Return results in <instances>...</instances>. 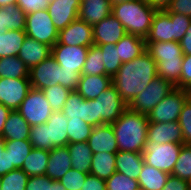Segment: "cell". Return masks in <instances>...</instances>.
Returning a JSON list of instances; mask_svg holds the SVG:
<instances>
[{"instance_id": "obj_37", "label": "cell", "mask_w": 191, "mask_h": 190, "mask_svg": "<svg viewBox=\"0 0 191 190\" xmlns=\"http://www.w3.org/2000/svg\"><path fill=\"white\" fill-rule=\"evenodd\" d=\"M85 106L86 99L76 90H72L61 112L65 114L68 119H81L85 122Z\"/></svg>"}, {"instance_id": "obj_50", "label": "cell", "mask_w": 191, "mask_h": 190, "mask_svg": "<svg viewBox=\"0 0 191 190\" xmlns=\"http://www.w3.org/2000/svg\"><path fill=\"white\" fill-rule=\"evenodd\" d=\"M26 14L37 12L40 9H47L46 0H17L16 3Z\"/></svg>"}, {"instance_id": "obj_43", "label": "cell", "mask_w": 191, "mask_h": 190, "mask_svg": "<svg viewBox=\"0 0 191 190\" xmlns=\"http://www.w3.org/2000/svg\"><path fill=\"white\" fill-rule=\"evenodd\" d=\"M29 141L35 149L52 150L55 147L49 143V128L46 124L30 127Z\"/></svg>"}, {"instance_id": "obj_15", "label": "cell", "mask_w": 191, "mask_h": 190, "mask_svg": "<svg viewBox=\"0 0 191 190\" xmlns=\"http://www.w3.org/2000/svg\"><path fill=\"white\" fill-rule=\"evenodd\" d=\"M58 42L69 46L90 47L94 45L92 25L78 18L59 31Z\"/></svg>"}, {"instance_id": "obj_18", "label": "cell", "mask_w": 191, "mask_h": 190, "mask_svg": "<svg viewBox=\"0 0 191 190\" xmlns=\"http://www.w3.org/2000/svg\"><path fill=\"white\" fill-rule=\"evenodd\" d=\"M147 141L157 144L183 143L182 129L178 121L166 123L149 122Z\"/></svg>"}, {"instance_id": "obj_49", "label": "cell", "mask_w": 191, "mask_h": 190, "mask_svg": "<svg viewBox=\"0 0 191 190\" xmlns=\"http://www.w3.org/2000/svg\"><path fill=\"white\" fill-rule=\"evenodd\" d=\"M61 85L70 90H76L80 81V73L61 68Z\"/></svg>"}, {"instance_id": "obj_5", "label": "cell", "mask_w": 191, "mask_h": 190, "mask_svg": "<svg viewBox=\"0 0 191 190\" xmlns=\"http://www.w3.org/2000/svg\"><path fill=\"white\" fill-rule=\"evenodd\" d=\"M191 23V17L166 10H157L147 37L146 43L177 41L185 36Z\"/></svg>"}, {"instance_id": "obj_61", "label": "cell", "mask_w": 191, "mask_h": 190, "mask_svg": "<svg viewBox=\"0 0 191 190\" xmlns=\"http://www.w3.org/2000/svg\"><path fill=\"white\" fill-rule=\"evenodd\" d=\"M5 150V139L0 136V152H4Z\"/></svg>"}, {"instance_id": "obj_36", "label": "cell", "mask_w": 191, "mask_h": 190, "mask_svg": "<svg viewBox=\"0 0 191 190\" xmlns=\"http://www.w3.org/2000/svg\"><path fill=\"white\" fill-rule=\"evenodd\" d=\"M102 51L99 46L91 45L87 51L82 75H105L104 60Z\"/></svg>"}, {"instance_id": "obj_17", "label": "cell", "mask_w": 191, "mask_h": 190, "mask_svg": "<svg viewBox=\"0 0 191 190\" xmlns=\"http://www.w3.org/2000/svg\"><path fill=\"white\" fill-rule=\"evenodd\" d=\"M94 45L116 44L127 33L122 23L111 13L92 26Z\"/></svg>"}, {"instance_id": "obj_45", "label": "cell", "mask_w": 191, "mask_h": 190, "mask_svg": "<svg viewBox=\"0 0 191 190\" xmlns=\"http://www.w3.org/2000/svg\"><path fill=\"white\" fill-rule=\"evenodd\" d=\"M89 173L72 168L59 180L66 190H81Z\"/></svg>"}, {"instance_id": "obj_28", "label": "cell", "mask_w": 191, "mask_h": 190, "mask_svg": "<svg viewBox=\"0 0 191 190\" xmlns=\"http://www.w3.org/2000/svg\"><path fill=\"white\" fill-rule=\"evenodd\" d=\"M116 172V153L97 152L92 154L90 174L107 180Z\"/></svg>"}, {"instance_id": "obj_11", "label": "cell", "mask_w": 191, "mask_h": 190, "mask_svg": "<svg viewBox=\"0 0 191 190\" xmlns=\"http://www.w3.org/2000/svg\"><path fill=\"white\" fill-rule=\"evenodd\" d=\"M95 102L98 109V125L113 124L128 108V103L120 98L113 84L101 92L95 98Z\"/></svg>"}, {"instance_id": "obj_46", "label": "cell", "mask_w": 191, "mask_h": 190, "mask_svg": "<svg viewBox=\"0 0 191 190\" xmlns=\"http://www.w3.org/2000/svg\"><path fill=\"white\" fill-rule=\"evenodd\" d=\"M178 122L182 129L183 143L191 144V97L183 105Z\"/></svg>"}, {"instance_id": "obj_48", "label": "cell", "mask_w": 191, "mask_h": 190, "mask_svg": "<svg viewBox=\"0 0 191 190\" xmlns=\"http://www.w3.org/2000/svg\"><path fill=\"white\" fill-rule=\"evenodd\" d=\"M53 179L46 175L29 176L25 190H51V182Z\"/></svg>"}, {"instance_id": "obj_51", "label": "cell", "mask_w": 191, "mask_h": 190, "mask_svg": "<svg viewBox=\"0 0 191 190\" xmlns=\"http://www.w3.org/2000/svg\"><path fill=\"white\" fill-rule=\"evenodd\" d=\"M165 10L191 17V0H173Z\"/></svg>"}, {"instance_id": "obj_62", "label": "cell", "mask_w": 191, "mask_h": 190, "mask_svg": "<svg viewBox=\"0 0 191 190\" xmlns=\"http://www.w3.org/2000/svg\"><path fill=\"white\" fill-rule=\"evenodd\" d=\"M110 1H111V5H115L120 2H129V1H135V0H110Z\"/></svg>"}, {"instance_id": "obj_44", "label": "cell", "mask_w": 191, "mask_h": 190, "mask_svg": "<svg viewBox=\"0 0 191 190\" xmlns=\"http://www.w3.org/2000/svg\"><path fill=\"white\" fill-rule=\"evenodd\" d=\"M105 182L106 190H140L137 180L131 179L120 172H115Z\"/></svg>"}, {"instance_id": "obj_24", "label": "cell", "mask_w": 191, "mask_h": 190, "mask_svg": "<svg viewBox=\"0 0 191 190\" xmlns=\"http://www.w3.org/2000/svg\"><path fill=\"white\" fill-rule=\"evenodd\" d=\"M143 163V153L132 151L116 152V172L123 173L131 179L138 180Z\"/></svg>"}, {"instance_id": "obj_41", "label": "cell", "mask_w": 191, "mask_h": 190, "mask_svg": "<svg viewBox=\"0 0 191 190\" xmlns=\"http://www.w3.org/2000/svg\"><path fill=\"white\" fill-rule=\"evenodd\" d=\"M42 91L46 100L49 102L51 109L56 112L62 110L72 90L57 84L55 86L47 87Z\"/></svg>"}, {"instance_id": "obj_34", "label": "cell", "mask_w": 191, "mask_h": 190, "mask_svg": "<svg viewBox=\"0 0 191 190\" xmlns=\"http://www.w3.org/2000/svg\"><path fill=\"white\" fill-rule=\"evenodd\" d=\"M0 78H29V69L18 56L2 57L0 58Z\"/></svg>"}, {"instance_id": "obj_29", "label": "cell", "mask_w": 191, "mask_h": 190, "mask_svg": "<svg viewBox=\"0 0 191 190\" xmlns=\"http://www.w3.org/2000/svg\"><path fill=\"white\" fill-rule=\"evenodd\" d=\"M26 13L17 5L0 7V28L25 31Z\"/></svg>"}, {"instance_id": "obj_40", "label": "cell", "mask_w": 191, "mask_h": 190, "mask_svg": "<svg viewBox=\"0 0 191 190\" xmlns=\"http://www.w3.org/2000/svg\"><path fill=\"white\" fill-rule=\"evenodd\" d=\"M100 47L102 51V59L104 60V66H105V75H108L110 77H114L118 69L122 65V61L119 58L118 49H116L115 44H105V45H97Z\"/></svg>"}, {"instance_id": "obj_20", "label": "cell", "mask_w": 191, "mask_h": 190, "mask_svg": "<svg viewBox=\"0 0 191 190\" xmlns=\"http://www.w3.org/2000/svg\"><path fill=\"white\" fill-rule=\"evenodd\" d=\"M51 46L40 43L39 41L26 37L18 58L21 59L30 70L32 67L40 64L51 55Z\"/></svg>"}, {"instance_id": "obj_64", "label": "cell", "mask_w": 191, "mask_h": 190, "mask_svg": "<svg viewBox=\"0 0 191 190\" xmlns=\"http://www.w3.org/2000/svg\"><path fill=\"white\" fill-rule=\"evenodd\" d=\"M55 0H46L47 3L54 2Z\"/></svg>"}, {"instance_id": "obj_1", "label": "cell", "mask_w": 191, "mask_h": 190, "mask_svg": "<svg viewBox=\"0 0 191 190\" xmlns=\"http://www.w3.org/2000/svg\"><path fill=\"white\" fill-rule=\"evenodd\" d=\"M156 77L157 63L145 51L132 61L122 63L112 78V84L119 92L120 98L129 104Z\"/></svg>"}, {"instance_id": "obj_4", "label": "cell", "mask_w": 191, "mask_h": 190, "mask_svg": "<svg viewBox=\"0 0 191 190\" xmlns=\"http://www.w3.org/2000/svg\"><path fill=\"white\" fill-rule=\"evenodd\" d=\"M146 51L157 63V76L174 86L179 83L184 54L177 41L146 43Z\"/></svg>"}, {"instance_id": "obj_35", "label": "cell", "mask_w": 191, "mask_h": 190, "mask_svg": "<svg viewBox=\"0 0 191 190\" xmlns=\"http://www.w3.org/2000/svg\"><path fill=\"white\" fill-rule=\"evenodd\" d=\"M5 149L10 154L11 165L16 169H21L25 158L33 149L28 140H5Z\"/></svg>"}, {"instance_id": "obj_54", "label": "cell", "mask_w": 191, "mask_h": 190, "mask_svg": "<svg viewBox=\"0 0 191 190\" xmlns=\"http://www.w3.org/2000/svg\"><path fill=\"white\" fill-rule=\"evenodd\" d=\"M81 190H106V182L89 173Z\"/></svg>"}, {"instance_id": "obj_10", "label": "cell", "mask_w": 191, "mask_h": 190, "mask_svg": "<svg viewBox=\"0 0 191 190\" xmlns=\"http://www.w3.org/2000/svg\"><path fill=\"white\" fill-rule=\"evenodd\" d=\"M30 126L45 124L54 112L43 91L31 88L17 110Z\"/></svg>"}, {"instance_id": "obj_19", "label": "cell", "mask_w": 191, "mask_h": 190, "mask_svg": "<svg viewBox=\"0 0 191 190\" xmlns=\"http://www.w3.org/2000/svg\"><path fill=\"white\" fill-rule=\"evenodd\" d=\"M92 154L97 152L116 153L118 151L115 133L111 124H102L93 128L88 139Z\"/></svg>"}, {"instance_id": "obj_9", "label": "cell", "mask_w": 191, "mask_h": 190, "mask_svg": "<svg viewBox=\"0 0 191 190\" xmlns=\"http://www.w3.org/2000/svg\"><path fill=\"white\" fill-rule=\"evenodd\" d=\"M25 33L27 37L51 47L58 41L59 34L47 9L26 14Z\"/></svg>"}, {"instance_id": "obj_6", "label": "cell", "mask_w": 191, "mask_h": 190, "mask_svg": "<svg viewBox=\"0 0 191 190\" xmlns=\"http://www.w3.org/2000/svg\"><path fill=\"white\" fill-rule=\"evenodd\" d=\"M174 88L172 83L157 76L128 104V108L140 114L148 115Z\"/></svg>"}, {"instance_id": "obj_26", "label": "cell", "mask_w": 191, "mask_h": 190, "mask_svg": "<svg viewBox=\"0 0 191 190\" xmlns=\"http://www.w3.org/2000/svg\"><path fill=\"white\" fill-rule=\"evenodd\" d=\"M49 128V143L54 147H64L68 145V118L61 111L51 114V117L45 123Z\"/></svg>"}, {"instance_id": "obj_3", "label": "cell", "mask_w": 191, "mask_h": 190, "mask_svg": "<svg viewBox=\"0 0 191 190\" xmlns=\"http://www.w3.org/2000/svg\"><path fill=\"white\" fill-rule=\"evenodd\" d=\"M157 9L146 0L120 2L112 5V14L122 23L127 34L146 38Z\"/></svg>"}, {"instance_id": "obj_21", "label": "cell", "mask_w": 191, "mask_h": 190, "mask_svg": "<svg viewBox=\"0 0 191 190\" xmlns=\"http://www.w3.org/2000/svg\"><path fill=\"white\" fill-rule=\"evenodd\" d=\"M111 13L110 0H81L78 18L93 26Z\"/></svg>"}, {"instance_id": "obj_2", "label": "cell", "mask_w": 191, "mask_h": 190, "mask_svg": "<svg viewBox=\"0 0 191 190\" xmlns=\"http://www.w3.org/2000/svg\"><path fill=\"white\" fill-rule=\"evenodd\" d=\"M148 123L147 115L127 108L111 124L115 133L118 151L143 153L147 141Z\"/></svg>"}, {"instance_id": "obj_32", "label": "cell", "mask_w": 191, "mask_h": 190, "mask_svg": "<svg viewBox=\"0 0 191 190\" xmlns=\"http://www.w3.org/2000/svg\"><path fill=\"white\" fill-rule=\"evenodd\" d=\"M49 156V150L33 148L25 158L21 169L28 176L46 175Z\"/></svg>"}, {"instance_id": "obj_42", "label": "cell", "mask_w": 191, "mask_h": 190, "mask_svg": "<svg viewBox=\"0 0 191 190\" xmlns=\"http://www.w3.org/2000/svg\"><path fill=\"white\" fill-rule=\"evenodd\" d=\"M0 178L1 190H25L29 176L22 169H14Z\"/></svg>"}, {"instance_id": "obj_60", "label": "cell", "mask_w": 191, "mask_h": 190, "mask_svg": "<svg viewBox=\"0 0 191 190\" xmlns=\"http://www.w3.org/2000/svg\"><path fill=\"white\" fill-rule=\"evenodd\" d=\"M17 0H0V7L7 6L9 4H16Z\"/></svg>"}, {"instance_id": "obj_55", "label": "cell", "mask_w": 191, "mask_h": 190, "mask_svg": "<svg viewBox=\"0 0 191 190\" xmlns=\"http://www.w3.org/2000/svg\"><path fill=\"white\" fill-rule=\"evenodd\" d=\"M16 169L11 165L10 154L5 149L4 152H0V176L7 174L8 172Z\"/></svg>"}, {"instance_id": "obj_7", "label": "cell", "mask_w": 191, "mask_h": 190, "mask_svg": "<svg viewBox=\"0 0 191 190\" xmlns=\"http://www.w3.org/2000/svg\"><path fill=\"white\" fill-rule=\"evenodd\" d=\"M190 97L191 91L175 87L150 111L147 115L148 121L157 123L178 121L183 105Z\"/></svg>"}, {"instance_id": "obj_12", "label": "cell", "mask_w": 191, "mask_h": 190, "mask_svg": "<svg viewBox=\"0 0 191 190\" xmlns=\"http://www.w3.org/2000/svg\"><path fill=\"white\" fill-rule=\"evenodd\" d=\"M61 70V66L50 55L29 70L31 88L43 90L57 84L61 85Z\"/></svg>"}, {"instance_id": "obj_47", "label": "cell", "mask_w": 191, "mask_h": 190, "mask_svg": "<svg viewBox=\"0 0 191 190\" xmlns=\"http://www.w3.org/2000/svg\"><path fill=\"white\" fill-rule=\"evenodd\" d=\"M175 87L191 91V55H184L181 77Z\"/></svg>"}, {"instance_id": "obj_27", "label": "cell", "mask_w": 191, "mask_h": 190, "mask_svg": "<svg viewBox=\"0 0 191 190\" xmlns=\"http://www.w3.org/2000/svg\"><path fill=\"white\" fill-rule=\"evenodd\" d=\"M115 45L122 63L132 61L146 51L145 39L132 34H126Z\"/></svg>"}, {"instance_id": "obj_23", "label": "cell", "mask_w": 191, "mask_h": 190, "mask_svg": "<svg viewBox=\"0 0 191 190\" xmlns=\"http://www.w3.org/2000/svg\"><path fill=\"white\" fill-rule=\"evenodd\" d=\"M112 85L108 75H81L76 91L86 100H94Z\"/></svg>"}, {"instance_id": "obj_31", "label": "cell", "mask_w": 191, "mask_h": 190, "mask_svg": "<svg viewBox=\"0 0 191 190\" xmlns=\"http://www.w3.org/2000/svg\"><path fill=\"white\" fill-rule=\"evenodd\" d=\"M67 146L72 168L79 172L89 173L92 164V151L88 142L69 143Z\"/></svg>"}, {"instance_id": "obj_14", "label": "cell", "mask_w": 191, "mask_h": 190, "mask_svg": "<svg viewBox=\"0 0 191 190\" xmlns=\"http://www.w3.org/2000/svg\"><path fill=\"white\" fill-rule=\"evenodd\" d=\"M89 47L69 46L58 41L51 48V56L63 69L73 70L82 75V69L87 58Z\"/></svg>"}, {"instance_id": "obj_22", "label": "cell", "mask_w": 191, "mask_h": 190, "mask_svg": "<svg viewBox=\"0 0 191 190\" xmlns=\"http://www.w3.org/2000/svg\"><path fill=\"white\" fill-rule=\"evenodd\" d=\"M71 169L72 163L68 146L55 147L50 150L46 176L59 181Z\"/></svg>"}, {"instance_id": "obj_59", "label": "cell", "mask_w": 191, "mask_h": 190, "mask_svg": "<svg viewBox=\"0 0 191 190\" xmlns=\"http://www.w3.org/2000/svg\"><path fill=\"white\" fill-rule=\"evenodd\" d=\"M51 190H66L63 185L57 181V180H53L51 182Z\"/></svg>"}, {"instance_id": "obj_16", "label": "cell", "mask_w": 191, "mask_h": 190, "mask_svg": "<svg viewBox=\"0 0 191 190\" xmlns=\"http://www.w3.org/2000/svg\"><path fill=\"white\" fill-rule=\"evenodd\" d=\"M81 0H55L48 3V13L59 32L78 19Z\"/></svg>"}, {"instance_id": "obj_58", "label": "cell", "mask_w": 191, "mask_h": 190, "mask_svg": "<svg viewBox=\"0 0 191 190\" xmlns=\"http://www.w3.org/2000/svg\"><path fill=\"white\" fill-rule=\"evenodd\" d=\"M151 6L157 10H165L173 0H146Z\"/></svg>"}, {"instance_id": "obj_25", "label": "cell", "mask_w": 191, "mask_h": 190, "mask_svg": "<svg viewBox=\"0 0 191 190\" xmlns=\"http://www.w3.org/2000/svg\"><path fill=\"white\" fill-rule=\"evenodd\" d=\"M30 127L22 115L17 110H13L6 119L2 137L5 140H28Z\"/></svg>"}, {"instance_id": "obj_8", "label": "cell", "mask_w": 191, "mask_h": 190, "mask_svg": "<svg viewBox=\"0 0 191 190\" xmlns=\"http://www.w3.org/2000/svg\"><path fill=\"white\" fill-rule=\"evenodd\" d=\"M183 144L174 142L157 144L146 141L143 150L144 163L171 174Z\"/></svg>"}, {"instance_id": "obj_52", "label": "cell", "mask_w": 191, "mask_h": 190, "mask_svg": "<svg viewBox=\"0 0 191 190\" xmlns=\"http://www.w3.org/2000/svg\"><path fill=\"white\" fill-rule=\"evenodd\" d=\"M85 123L93 127L98 126V109L97 102L94 100H86L85 106Z\"/></svg>"}, {"instance_id": "obj_57", "label": "cell", "mask_w": 191, "mask_h": 190, "mask_svg": "<svg viewBox=\"0 0 191 190\" xmlns=\"http://www.w3.org/2000/svg\"><path fill=\"white\" fill-rule=\"evenodd\" d=\"M10 112V109L0 103V136H2L3 128Z\"/></svg>"}, {"instance_id": "obj_13", "label": "cell", "mask_w": 191, "mask_h": 190, "mask_svg": "<svg viewBox=\"0 0 191 190\" xmlns=\"http://www.w3.org/2000/svg\"><path fill=\"white\" fill-rule=\"evenodd\" d=\"M30 89L29 78H0V103L11 111L18 110Z\"/></svg>"}, {"instance_id": "obj_38", "label": "cell", "mask_w": 191, "mask_h": 190, "mask_svg": "<svg viewBox=\"0 0 191 190\" xmlns=\"http://www.w3.org/2000/svg\"><path fill=\"white\" fill-rule=\"evenodd\" d=\"M93 126L85 123L81 119H68L67 134L68 144L88 142V139L92 133Z\"/></svg>"}, {"instance_id": "obj_39", "label": "cell", "mask_w": 191, "mask_h": 190, "mask_svg": "<svg viewBox=\"0 0 191 190\" xmlns=\"http://www.w3.org/2000/svg\"><path fill=\"white\" fill-rule=\"evenodd\" d=\"M171 175L191 181V144H183Z\"/></svg>"}, {"instance_id": "obj_30", "label": "cell", "mask_w": 191, "mask_h": 190, "mask_svg": "<svg viewBox=\"0 0 191 190\" xmlns=\"http://www.w3.org/2000/svg\"><path fill=\"white\" fill-rule=\"evenodd\" d=\"M170 174L143 163L138 178L140 190H162Z\"/></svg>"}, {"instance_id": "obj_56", "label": "cell", "mask_w": 191, "mask_h": 190, "mask_svg": "<svg viewBox=\"0 0 191 190\" xmlns=\"http://www.w3.org/2000/svg\"><path fill=\"white\" fill-rule=\"evenodd\" d=\"M184 55H191V23L185 36L179 42Z\"/></svg>"}, {"instance_id": "obj_53", "label": "cell", "mask_w": 191, "mask_h": 190, "mask_svg": "<svg viewBox=\"0 0 191 190\" xmlns=\"http://www.w3.org/2000/svg\"><path fill=\"white\" fill-rule=\"evenodd\" d=\"M190 183L187 180L169 175L167 182L162 190H190Z\"/></svg>"}, {"instance_id": "obj_63", "label": "cell", "mask_w": 191, "mask_h": 190, "mask_svg": "<svg viewBox=\"0 0 191 190\" xmlns=\"http://www.w3.org/2000/svg\"><path fill=\"white\" fill-rule=\"evenodd\" d=\"M6 32H8L7 29L0 28V35L5 34Z\"/></svg>"}, {"instance_id": "obj_33", "label": "cell", "mask_w": 191, "mask_h": 190, "mask_svg": "<svg viewBox=\"0 0 191 190\" xmlns=\"http://www.w3.org/2000/svg\"><path fill=\"white\" fill-rule=\"evenodd\" d=\"M26 37L25 31L18 30H8L0 35V58L18 56Z\"/></svg>"}]
</instances>
